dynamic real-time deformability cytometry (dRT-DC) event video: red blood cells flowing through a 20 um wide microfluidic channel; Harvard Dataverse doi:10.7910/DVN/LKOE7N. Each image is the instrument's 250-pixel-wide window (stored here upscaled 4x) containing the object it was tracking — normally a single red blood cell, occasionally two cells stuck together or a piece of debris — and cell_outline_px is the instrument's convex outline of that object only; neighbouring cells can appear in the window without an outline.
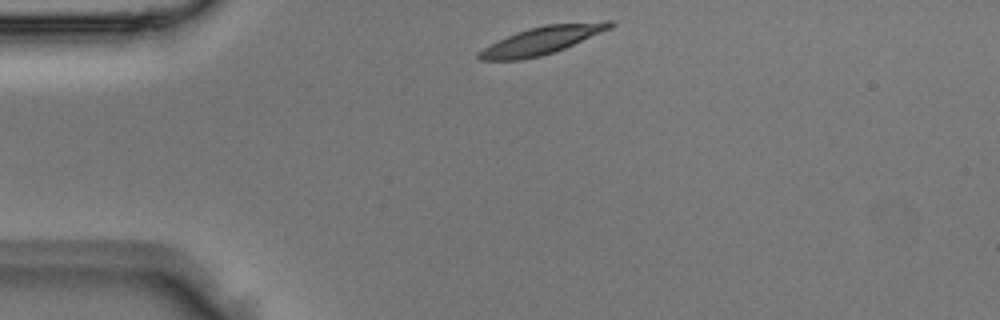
{"species": "Egyptian fruit bat (a non-hibernating species)", "species_latin": "Rousettus aegyptiacus", "temperature_condition": "room temperature", "stored_images_in_passage": 4, "camera_frame_rate_fps": 3000, "um_per_image_px": 0.085, "animal": {"sex": "male"}, "frame": {"image": 1, "passage_image": 4, "time_ms": 1.0, "image_size_px": [1000, 320], "cell_outline_px": [[616, 24], [612, 28], [564, 48], [540, 56], [520, 60], [480, 60], [476, 56], [476, 52], [516, 32], [528, 28], [544, 24], [604, 20], [612, 20]], "centroid_in_image_um": [46.12, 3.4], "position_along_channel_um": 38.9, "area_um2": 21.27}}